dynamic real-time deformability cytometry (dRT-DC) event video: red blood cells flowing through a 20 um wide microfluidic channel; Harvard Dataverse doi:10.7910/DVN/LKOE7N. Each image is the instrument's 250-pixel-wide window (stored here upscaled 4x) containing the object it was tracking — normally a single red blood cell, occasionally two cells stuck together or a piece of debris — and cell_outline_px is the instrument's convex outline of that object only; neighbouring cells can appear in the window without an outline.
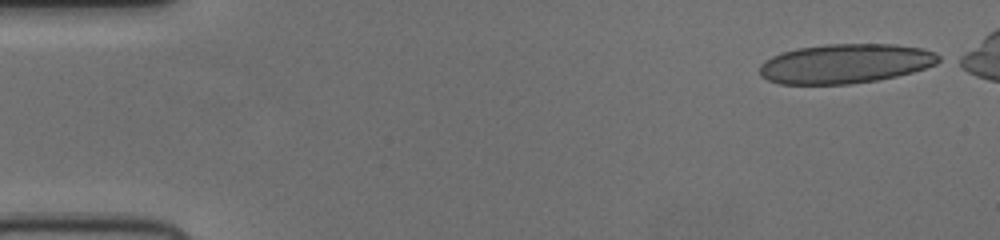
{"species": "human", "species_latin": "Homo sapiens", "temperature_condition": "cold", "stored_images_in_passage": 48, "camera_frame_rate_fps": 3000, "um_per_image_px": 0.085, "donor": {"sex": "female"}, "frame": {"image": 1, "passage_image": 1, "time_ms": 0.0, "image_size_px": [1000, 240], "cell_outline_px": [[944, 60], [936, 64], [912, 72], [896, 76], [876, 80], [852, 84], [780, 84], [768, 80], [760, 76], [760, 64], [772, 56], [796, 48], [828, 44], [892, 44], [920, 48], [932, 52], [940, 56]], "centroid_in_image_um": [71.85, 5.41], "position_along_channel_um": 13.2, "area_um2": 41.1}}
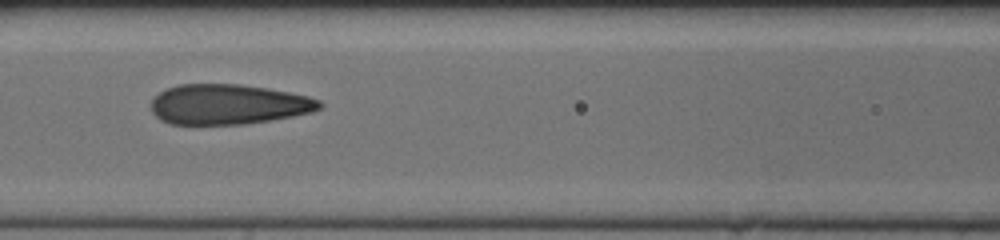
{"frame": {"image": 2, "passage_image": 21, "time_ms": 6.667, "image_size_px": [1000, 240], "cell_outline_px": [[324, 104], [320, 108], [312, 112], [292, 116], [244, 124], [168, 124], [160, 120], [152, 112], [152, 100], [160, 92], [176, 84], [240, 84], [268, 88], [308, 96], [320, 100]], "centroid_in_image_um": [19.4, 8.86], "position_along_channel_um": 147.2, "area_um2": 39.36}}
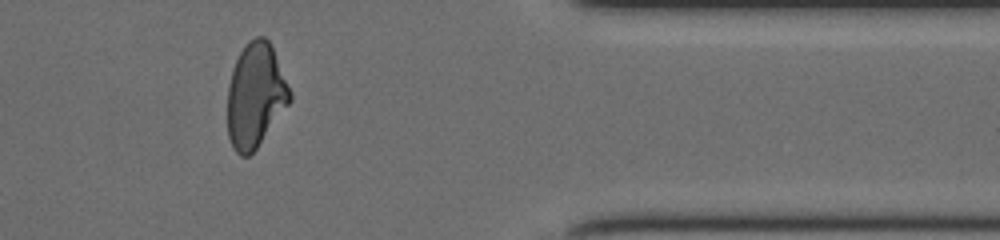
{"frame": {"image": 3, "passage_image": 41, "time_ms": 13.333, "image_size_px": [1000, 240], "cell_outline_px": [[292, 100], [256, 148], [248, 156], [240, 156], [232, 148], [228, 136], [228, 84], [236, 60], [244, 44], [248, 40], [256, 36], [264, 36], [272, 44], [292, 92]], "centroid_in_image_um": [21.73, 8.08], "position_along_channel_um": 389.7, "area_um2": 38.15}}